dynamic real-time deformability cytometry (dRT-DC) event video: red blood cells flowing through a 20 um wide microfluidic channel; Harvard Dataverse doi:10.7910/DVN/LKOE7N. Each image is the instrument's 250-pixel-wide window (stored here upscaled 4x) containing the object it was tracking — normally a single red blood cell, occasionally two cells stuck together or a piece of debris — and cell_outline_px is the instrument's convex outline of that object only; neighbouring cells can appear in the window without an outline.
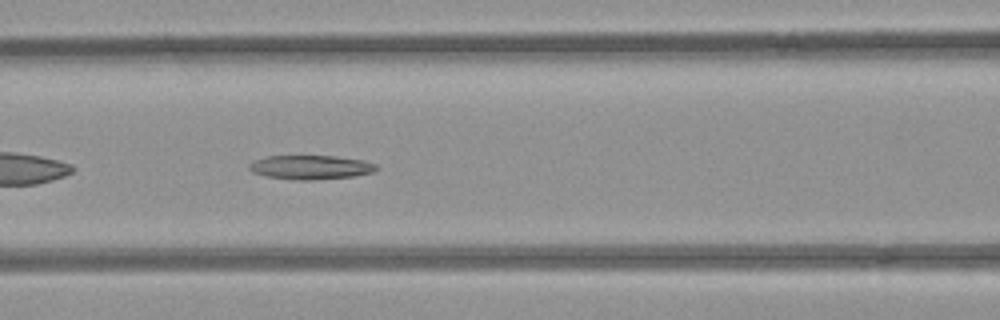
{"species": "common noctule bat (a hibernating species)", "species_latin": "Nyctalus noctula", "temperature_condition": "room temperature", "stored_images_in_passage": 38, "camera_frame_rate_fps": 3000, "um_per_image_px": 0.085, "animal": {"sex": "female", "body_mass_g": 21.9}, "frame": {"image": 1, "passage_image": 8, "time_ms": 2.333, "image_size_px": [1000, 320], "cell_outline_px": [[380, 168], [372, 172], [352, 176], [316, 180], [296, 180], [268, 176], [252, 172], [248, 168], [248, 164], [264, 156], [336, 156], [364, 160], [376, 164]], "centroid_in_image_um": [26.42, 14.21], "position_along_channel_um": 140.2, "area_um2": 17.86}}
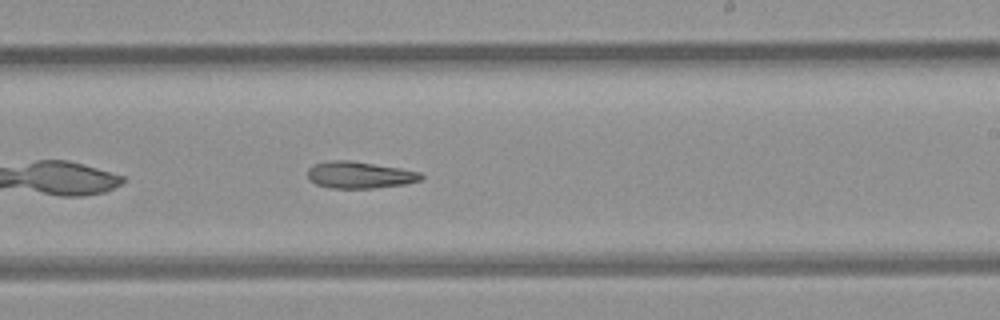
{"frame": {"image": 2, "passage_image": 17, "time_ms": 5.333, "image_size_px": [1000, 320], "cell_outline_px": [[424, 176], [420, 180], [404, 184], [376, 188], [328, 188], [316, 184], [308, 180], [308, 168], [312, 164], [328, 160], [348, 160], [400, 168], [420, 172]], "centroid_in_image_um": [30.51, 14.87], "position_along_channel_um": 258.5, "area_um2": 17.8}}
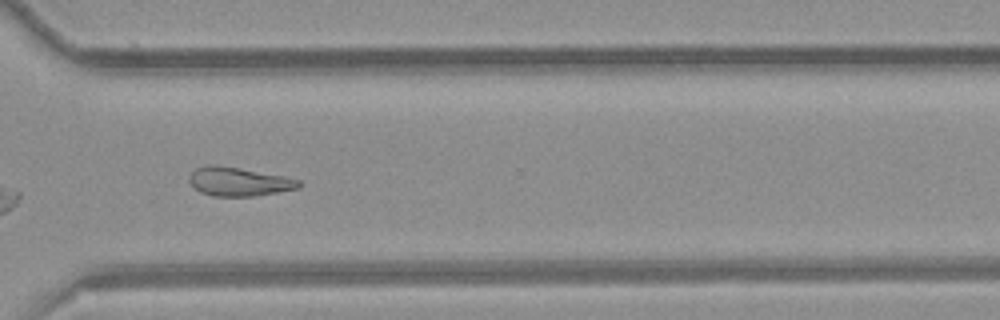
{"frame": {"image": 3, "passage_image": 24, "time_ms": 7.667, "image_size_px": [1000, 320], "cell_outline_px": [[304, 184], [300, 188], [252, 196], [212, 196], [200, 192], [188, 180], [188, 176], [196, 168], [208, 164], [212, 164], [240, 168], [284, 176], [300, 180]], "centroid_in_image_um": [20.31, 15.43], "position_along_channel_um": 350.3, "area_um2": 18.38}}